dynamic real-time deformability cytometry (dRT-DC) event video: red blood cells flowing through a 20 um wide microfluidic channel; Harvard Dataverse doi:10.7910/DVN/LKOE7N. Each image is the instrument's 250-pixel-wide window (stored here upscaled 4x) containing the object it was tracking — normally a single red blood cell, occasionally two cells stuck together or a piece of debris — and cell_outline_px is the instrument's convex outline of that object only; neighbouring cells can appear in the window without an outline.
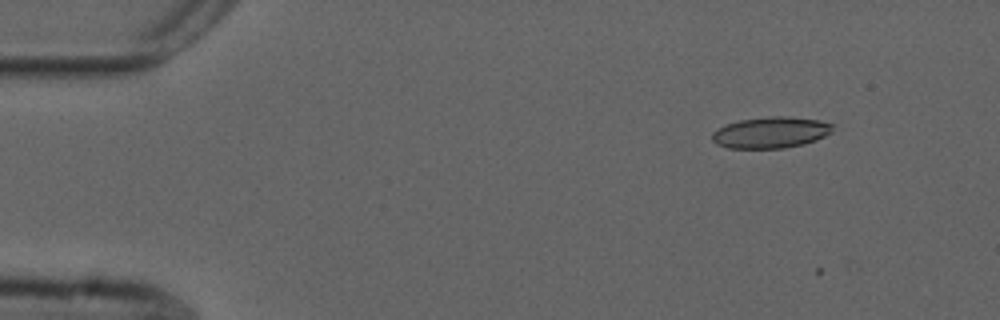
{"species": "common noctule bat (a hibernating species)", "species_latin": "Nyctalus noctula", "temperature_condition": "cold", "stored_images_in_passage": 7, "camera_frame_rate_fps": 3000, "um_per_image_px": 0.085, "animal": {"sex": "male", "forearm_length_mm": 52.5}, "frame": {"image": 1, "passage_image": 1, "time_ms": 0.0, "image_size_px": [1000, 320], "cell_outline_px": [[836, 124], [832, 132], [816, 140], [804, 144], [784, 148], [728, 148], [716, 144], [712, 140], [712, 132], [728, 124], [740, 120], [768, 116], [788, 116], [816, 120]], "centroid_in_image_um": [65.54, 11.26], "position_along_channel_um": 19.5, "area_um2": 21.96}}